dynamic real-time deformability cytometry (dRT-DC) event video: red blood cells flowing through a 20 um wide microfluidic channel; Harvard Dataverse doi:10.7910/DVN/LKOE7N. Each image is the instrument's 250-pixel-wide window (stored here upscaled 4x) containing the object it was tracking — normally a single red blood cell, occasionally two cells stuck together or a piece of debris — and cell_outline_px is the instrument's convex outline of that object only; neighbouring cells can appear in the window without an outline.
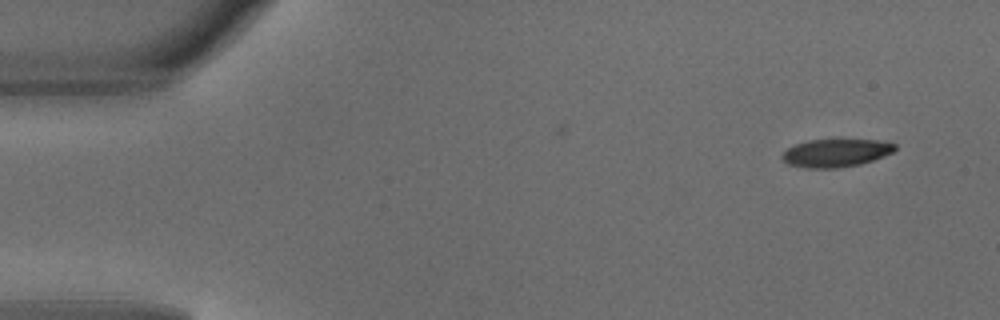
{"species": "common noctule bat (a hibernating species)", "species_latin": "Nyctalus noctula", "temperature_condition": "warm", "stored_images_in_passage": 4, "camera_frame_rate_fps": 3000, "um_per_image_px": 0.085, "animal": {"sex": "male", "body_mass_g": 18.8}, "frame": {"image": 1, "passage_image": 1, "time_ms": 0.0, "image_size_px": [1000, 320], "cell_outline_px": [[896, 148], [892, 152], [884, 156], [860, 164], [836, 168], [804, 168], [788, 164], [780, 156], [788, 148], [796, 144], [808, 140], [876, 140], [896, 144]], "centroid_in_image_um": [71.03, 13.0], "position_along_channel_um": 14.0, "area_um2": 18.21}}
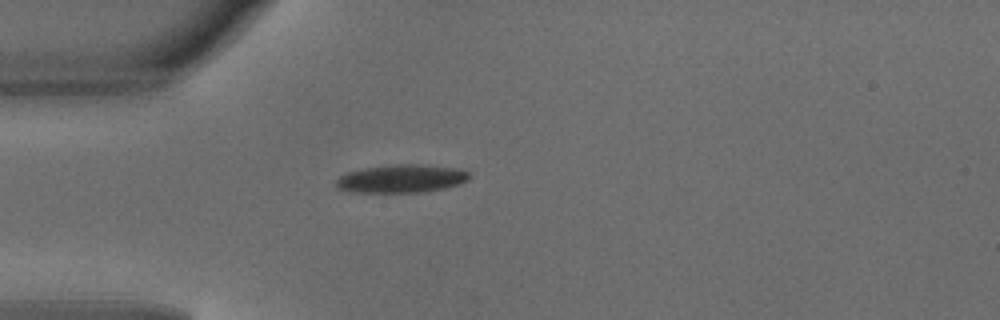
{"frame": {"image": 2, "passage_image": 4, "time_ms": 1.0, "image_size_px": [1000, 320], "cell_outline_px": [[468, 180], [460, 184], [444, 188], [420, 192], [352, 192], [336, 188], [336, 180], [340, 176], [348, 172], [364, 168], [392, 164], [420, 164], [456, 168], [468, 172]], "centroid_in_image_um": [34.1, 15.18], "position_along_channel_um": 50.9, "area_um2": 21.73}}